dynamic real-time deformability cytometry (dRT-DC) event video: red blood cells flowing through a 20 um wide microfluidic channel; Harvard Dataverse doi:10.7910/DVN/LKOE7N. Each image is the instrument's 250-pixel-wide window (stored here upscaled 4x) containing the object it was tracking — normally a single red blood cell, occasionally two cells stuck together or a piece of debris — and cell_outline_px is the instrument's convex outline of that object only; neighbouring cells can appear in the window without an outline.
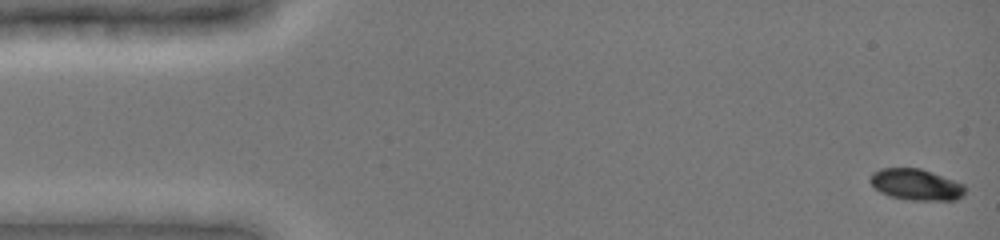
{"species": "common noctule bat (a hibernating species)", "species_latin": "Nyctalus noctula", "temperature_condition": "cold", "stored_images_in_passage": 49, "camera_frame_rate_fps": 3000, "um_per_image_px": 0.085, "animal": {"sex": "female", "body_mass_g": 19.0, "forearm_length_mm": 51.5}, "frame": {"image": 1, "passage_image": 1, "time_ms": 0.0, "image_size_px": [1000, 240], "cell_outline_px": [[964, 196], [956, 200], [908, 200], [888, 196], [880, 192], [868, 180], [872, 172], [880, 168], [920, 168], [932, 172], [964, 184]], "centroid_in_image_um": [77.84, 15.69], "position_along_channel_um": 7.2, "area_um2": 17.4}}
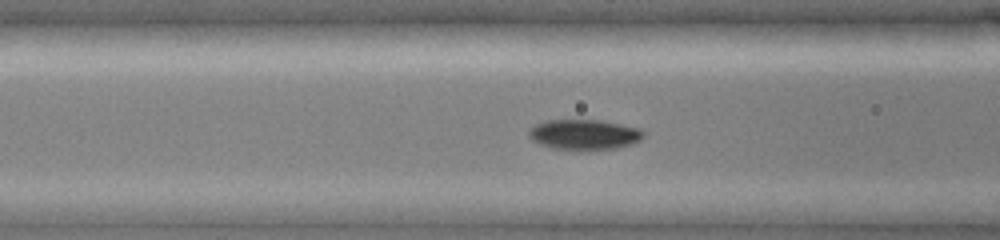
{"frame": {"image": 2, "passage_image": 19, "time_ms": 6.0, "image_size_px": [1000, 240], "cell_outline_px": [[644, 136], [640, 140], [632, 144], [616, 148], [552, 148], [540, 144], [532, 140], [528, 136], [528, 132], [536, 124], [544, 120], [600, 120], [640, 128], [644, 132]], "centroid_in_image_um": [49.66, 11.41], "position_along_channel_um": 116.9, "area_um2": 19.77}}
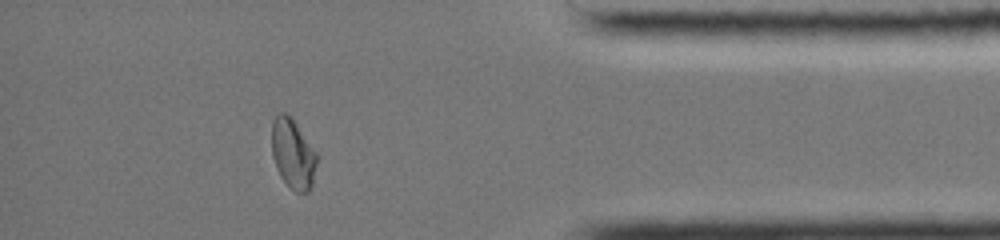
{"frame": {"image": 3, "passage_image": 43, "time_ms": 14.0, "image_size_px": [1000, 240], "cell_outline_px": [[320, 156], [312, 184], [308, 192], [296, 192], [280, 176], [276, 168], [272, 156], [272, 120], [280, 112], [284, 112], [292, 116]], "centroid_in_image_um": [24.93, 13.04], "position_along_channel_um": 410.3, "area_um2": 18.79}, "authors_computed_cell_mechanics": {"area_um2": 18.785, "velocity_mm_per_s": 3.9135, "shape_relaxation_time_tau1_ms": 2.7561, "shape_relaxation_time_tau2_ms": 7.3845, "deformation_change_tau1": 0.1219, "deformation_change_tau2": 0.0505}}